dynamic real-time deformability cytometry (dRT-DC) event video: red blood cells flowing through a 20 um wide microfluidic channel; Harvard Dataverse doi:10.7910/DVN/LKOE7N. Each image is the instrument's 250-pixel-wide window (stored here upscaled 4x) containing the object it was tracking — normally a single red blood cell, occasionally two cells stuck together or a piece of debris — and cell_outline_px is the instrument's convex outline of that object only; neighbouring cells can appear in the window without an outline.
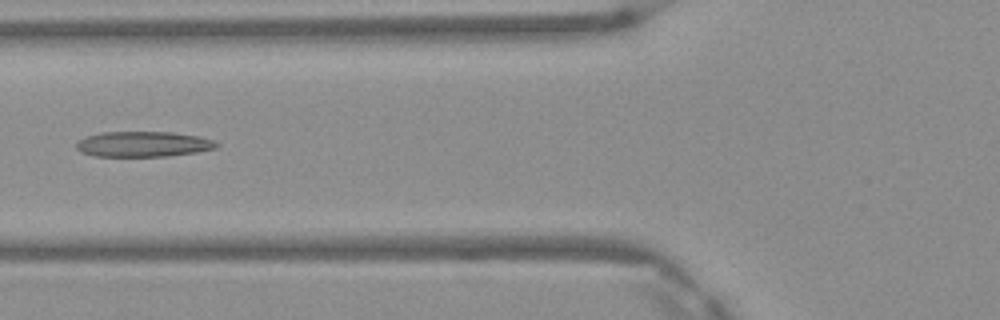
{"species": "Egyptian fruit bat (a non-hibernating species)", "species_latin": "Rousettus aegyptiacus", "temperature_condition": "warm", "stored_images_in_passage": 5, "camera_frame_rate_fps": 3000, "um_per_image_px": 0.085, "frame": {"image": 1, "passage_image": 5, "time_ms": 1.333, "image_size_px": [1000, 320], "cell_outline_px": [[220, 144], [216, 148], [196, 152], [168, 156], [96, 156], [80, 152], [76, 148], [76, 144], [80, 140], [88, 136], [100, 132], [172, 132], [200, 136], [216, 140]], "centroid_in_image_um": [12.22, 12.25], "position_along_channel_um": 113.6, "area_um2": 20.81}}